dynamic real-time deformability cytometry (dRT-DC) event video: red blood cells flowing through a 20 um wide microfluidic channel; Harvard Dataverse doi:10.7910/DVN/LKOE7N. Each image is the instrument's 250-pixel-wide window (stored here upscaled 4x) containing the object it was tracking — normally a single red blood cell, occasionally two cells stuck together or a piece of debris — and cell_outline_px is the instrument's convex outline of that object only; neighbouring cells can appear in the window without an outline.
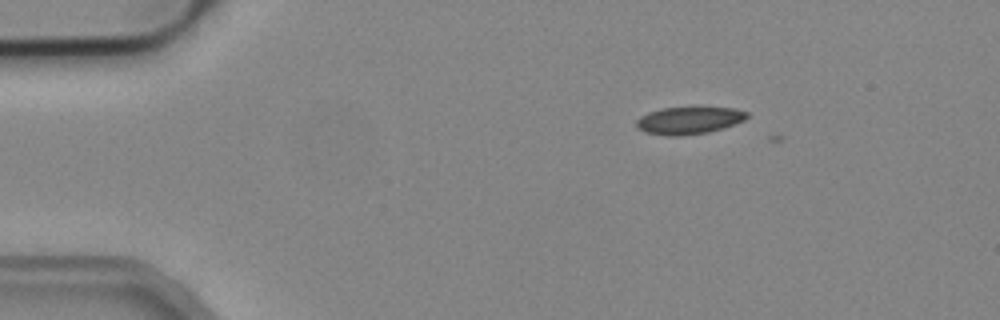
{"species": "common noctule bat (a hibernating species)", "species_latin": "Nyctalus noctula", "temperature_condition": "cold", "stored_images_in_passage": 4, "camera_frame_rate_fps": 3000, "um_per_image_px": 0.085, "animal": {"sex": "male", "body_mass_g": 19.2, "forearm_length_mm": 51.8}, "frame": {"image": 1, "passage_image": 2, "time_ms": 0.333, "image_size_px": [1000, 320], "cell_outline_px": [[748, 116], [744, 120], [724, 128], [708, 132], [680, 136], [664, 136], [644, 132], [636, 128], [636, 120], [640, 116], [648, 112], [660, 108], [736, 108], [748, 112]], "centroid_in_image_um": [58.52, 10.25], "position_along_channel_um": 26.5, "area_um2": 17.69}}